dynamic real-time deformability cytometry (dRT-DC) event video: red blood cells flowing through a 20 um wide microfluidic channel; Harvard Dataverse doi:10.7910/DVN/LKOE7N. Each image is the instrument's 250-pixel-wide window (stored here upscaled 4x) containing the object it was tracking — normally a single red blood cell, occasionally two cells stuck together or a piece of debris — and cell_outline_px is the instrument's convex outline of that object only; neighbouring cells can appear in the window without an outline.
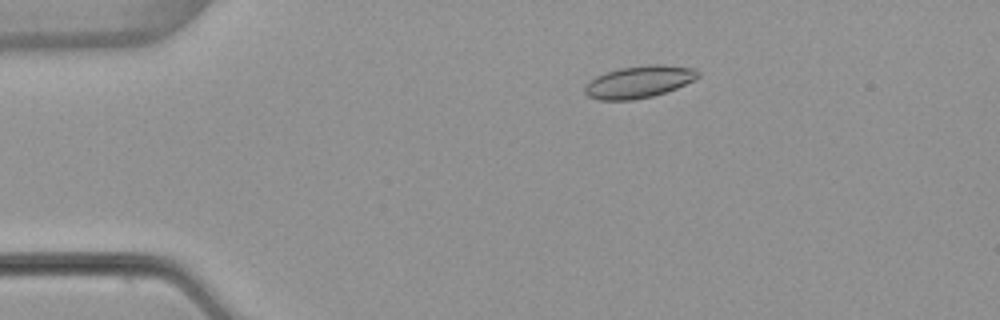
{"species": "common noctule bat (a hibernating species)", "species_latin": "Nyctalus noctula", "temperature_condition": "warm", "stored_images_in_passage": 54, "camera_frame_rate_fps": 3000, "um_per_image_px": 0.085, "animal": {"sex": "female", "body_mass_g": 22.7, "forearm_length_mm": 54.2}, "frame": {"image": 1, "passage_image": 11, "time_ms": 3.333, "image_size_px": [1000, 320], "cell_outline_px": [[700, 76], [696, 80], [676, 88], [652, 96], [632, 100], [596, 100], [588, 96], [584, 92], [584, 88], [588, 80], [604, 72], [620, 68], [648, 64], [664, 64], [696, 68], [700, 72]], "centroid_in_image_um": [54.32, 6.94], "position_along_channel_um": 30.7, "area_um2": 21.56}}
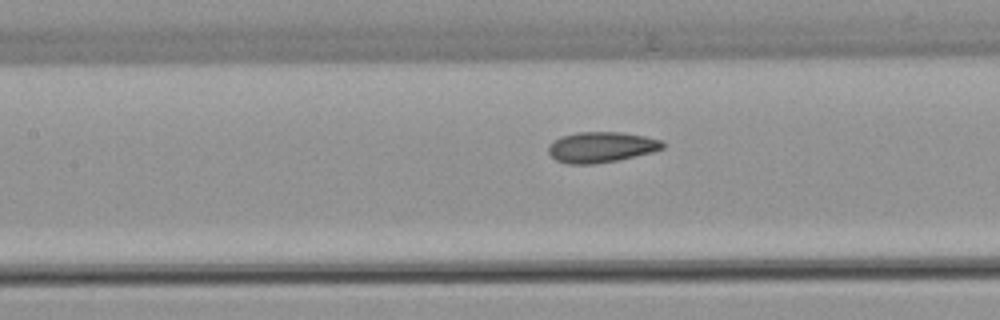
{"frame": {"image": 2, "passage_image": 25, "time_ms": 8.0, "image_size_px": [1000, 320], "cell_outline_px": [[664, 148], [652, 152], [616, 160], [592, 164], [568, 164], [556, 160], [548, 152], [548, 148], [560, 136], [576, 132], [620, 132], [644, 136], [660, 140], [664, 144]], "centroid_in_image_um": [51.09, 12.5], "position_along_channel_um": 156.3, "area_um2": 20.11}}
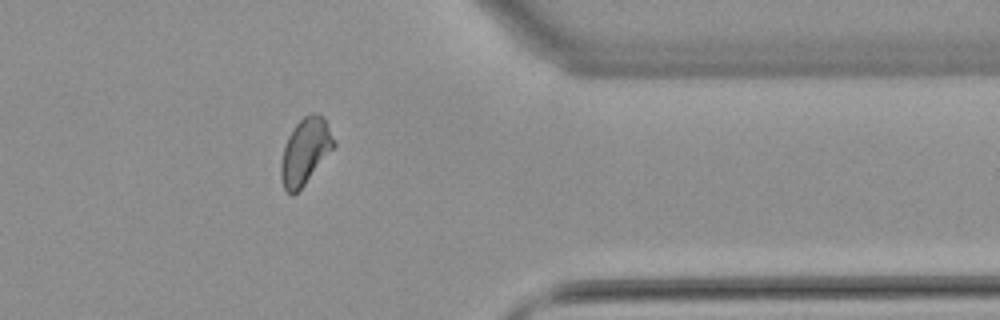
{"frame": {"image": 3, "passage_image": 44, "time_ms": 14.333, "image_size_px": [1000, 320], "cell_outline_px": [[336, 144], [304, 184], [292, 196], [284, 188], [280, 176], [280, 164], [284, 148], [288, 136], [296, 124], [304, 116], [312, 112], [316, 112], [324, 120], [336, 140]], "centroid_in_image_um": [25.93, 12.85], "position_along_channel_um": 385.5, "area_um2": 19.88}, "authors_computed_cell_mechanics": {"area_um2": 20.1433, "velocity_mm_per_s": 3.8507, "shape_relaxation_time_tau1_ms": null, "shape_relaxation_time_tau2_ms": 2.1514, "deformation_change_tau1": null, "deformation_change_tau2": 0.0693}}